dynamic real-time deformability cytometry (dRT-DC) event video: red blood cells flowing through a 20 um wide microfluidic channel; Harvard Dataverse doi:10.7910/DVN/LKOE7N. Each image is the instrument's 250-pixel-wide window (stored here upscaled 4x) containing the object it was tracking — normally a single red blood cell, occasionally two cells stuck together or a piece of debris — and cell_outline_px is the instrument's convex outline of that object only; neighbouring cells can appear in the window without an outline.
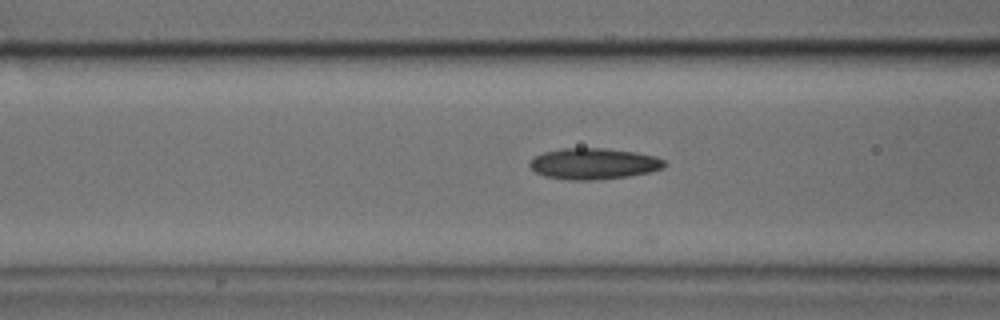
{"species": "common noctule bat (a hibernating species)", "species_latin": "Nyctalus noctula", "temperature_condition": "cold", "stored_images_in_passage": 9, "camera_frame_rate_fps": 3000, "um_per_image_px": 0.085, "animal": {"sex": "male", "body_mass_g": 17.9, "forearm_length_mm": 54.2}, "frame": {"image": 1, "passage_image": 5, "time_ms": 1.333, "image_size_px": [1000, 320], "cell_outline_px": [[668, 164], [664, 168], [648, 172], [628, 176], [596, 180], [568, 180], [544, 176], [536, 172], [528, 164], [536, 156], [544, 152], [560, 148], [604, 148], [636, 152], [656, 156], [664, 160]], "centroid_in_image_um": [50.49, 13.91], "position_along_channel_um": 116.1, "area_um2": 24.51}}